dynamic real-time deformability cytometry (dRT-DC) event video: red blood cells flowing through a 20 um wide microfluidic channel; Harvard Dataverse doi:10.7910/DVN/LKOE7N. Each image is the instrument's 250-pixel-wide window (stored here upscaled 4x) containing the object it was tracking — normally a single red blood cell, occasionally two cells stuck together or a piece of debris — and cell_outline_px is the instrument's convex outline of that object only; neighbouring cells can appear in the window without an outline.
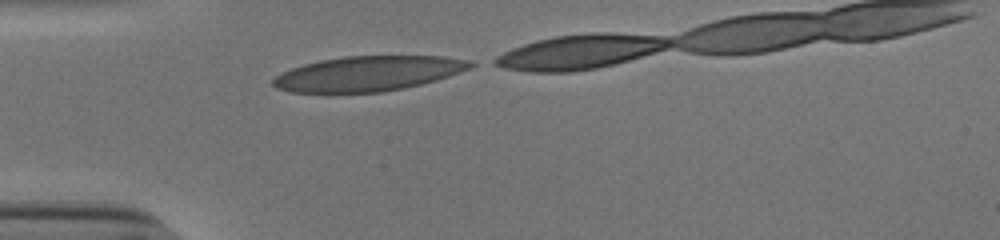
{"species": "human", "species_latin": "Homo sapiens", "temperature_condition": "cold", "stored_images_in_passage": 16, "camera_frame_rate_fps": 3000, "um_per_image_px": 0.085, "donor": {"sex": "male"}, "frame": {"image": 1, "passage_image": 1, "time_ms": 0.0, "image_size_px": [1000, 240], "cell_outline_px": [[480, 64], [472, 68], [436, 80], [404, 88], [384, 92], [292, 92], [276, 88], [272, 84], [272, 80], [276, 76], [292, 68], [304, 64], [344, 56], [444, 56], [472, 60]], "centroid_in_image_um": [31.38, 6.25], "position_along_channel_um": 53.6, "area_um2": 40.11}}
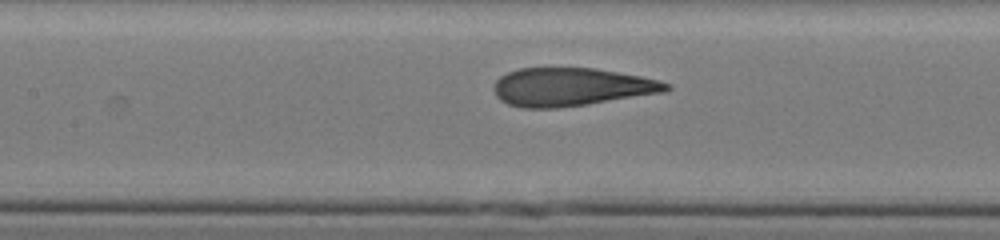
{"frame": {"image": 2, "passage_image": 10, "time_ms": 3.0, "image_size_px": [1000, 240], "cell_outline_px": [[672, 88], [664, 92], [588, 104], [556, 108], [520, 108], [508, 104], [500, 100], [496, 96], [492, 88], [496, 80], [500, 76], [508, 72], [520, 68], [596, 68], [640, 76], [660, 80], [672, 84]], "centroid_in_image_um": [48.55, 7.39], "position_along_channel_um": 158.9, "area_um2": 38.55}}
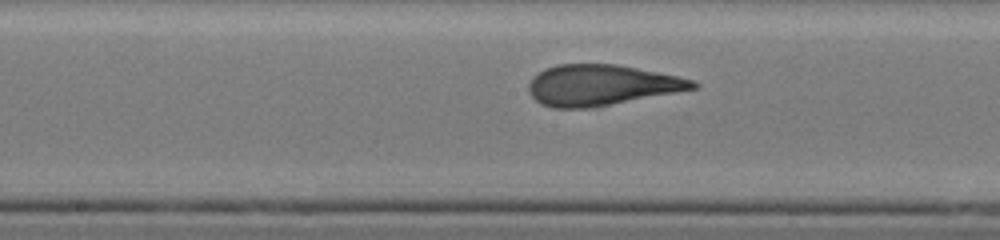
{"frame": {"image": 3, "passage_image": 13, "time_ms": 4.0, "image_size_px": [1000, 240], "cell_outline_px": [[700, 84], [696, 88], [608, 104], [584, 108], [552, 108], [540, 104], [528, 92], [528, 84], [532, 76], [544, 68], [556, 64], [616, 64], [696, 80]], "centroid_in_image_um": [51.03, 7.22], "position_along_channel_um": 197.2, "area_um2": 38.55}}